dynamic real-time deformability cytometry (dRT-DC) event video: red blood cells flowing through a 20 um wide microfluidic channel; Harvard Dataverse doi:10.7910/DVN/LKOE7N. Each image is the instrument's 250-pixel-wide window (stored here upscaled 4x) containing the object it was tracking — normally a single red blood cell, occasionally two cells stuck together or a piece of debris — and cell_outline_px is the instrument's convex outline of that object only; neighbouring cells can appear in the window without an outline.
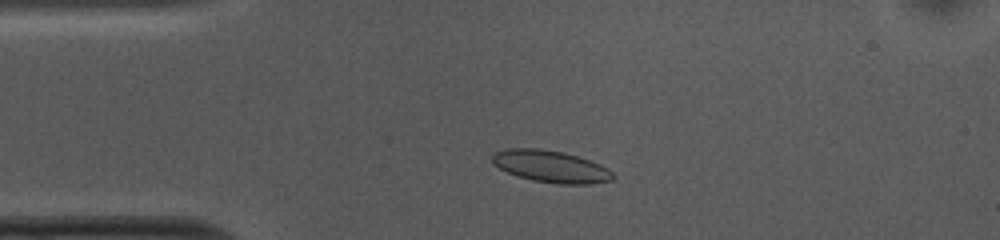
{"species": "common noctule bat (a hibernating species)", "species_latin": "Nyctalus noctula", "temperature_condition": "cold", "stored_images_in_passage": 42, "camera_frame_rate_fps": 3000, "um_per_image_px": 0.085, "animal": {"sex": "female", "body_mass_g": 10.0, "forearm_length_mm": 53.1}, "frame": {"image": 1, "passage_image": 7, "time_ms": 2.0, "image_size_px": [1000, 240], "cell_outline_px": [[616, 176], [612, 180], [592, 184], [560, 184], [532, 180], [516, 176], [492, 164], [492, 156], [496, 152], [504, 148], [536, 148], [564, 152], [600, 164], [608, 168]], "centroid_in_image_um": [46.82, 14.15], "position_along_channel_um": 38.2, "area_um2": 22.54}}
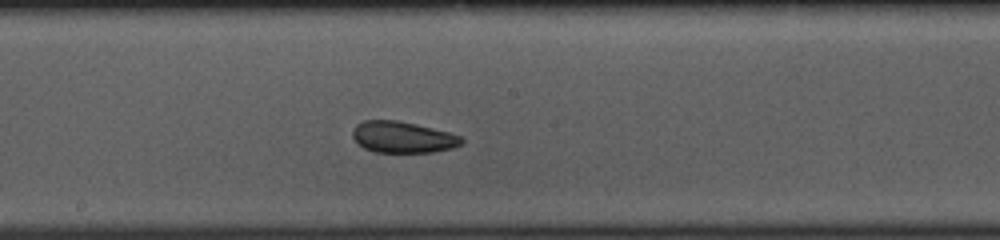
{"frame": {"image": 2, "passage_image": 23, "time_ms": 7.333, "image_size_px": [1000, 240], "cell_outline_px": [[464, 140], [460, 144], [452, 148], [432, 152], [376, 152], [364, 148], [356, 144], [352, 136], [352, 132], [356, 124], [364, 120], [396, 120], [416, 124], [464, 136]], "centroid_in_image_um": [34.21, 11.66], "position_along_channel_um": 214.0, "area_um2": 20.0}}
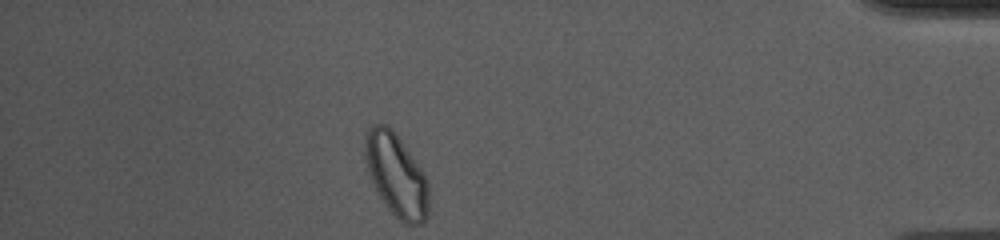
{"frame": {"image": 3, "passage_image": 42, "time_ms": 13.667, "image_size_px": [1000, 240], "cell_outline_px": [[428, 216], [420, 224], [404, 224], [388, 208], [380, 196], [372, 180], [364, 156], [364, 136], [368, 128], [372, 124], [384, 124], [400, 140], [424, 172], [428, 180]], "centroid_in_image_um": [33.69, 14.89], "position_along_channel_um": 401.5, "area_um2": 30.23}, "authors_computed_cell_mechanics": {"area_um2": 21.0681, "velocity_mm_per_s": 3.7088, "shape_relaxation_time_tau1_ms": null, "shape_relaxation_time_tau2_ms": 3.3927, "deformation_change_tau1": null, "deformation_change_tau2": 0.082}}